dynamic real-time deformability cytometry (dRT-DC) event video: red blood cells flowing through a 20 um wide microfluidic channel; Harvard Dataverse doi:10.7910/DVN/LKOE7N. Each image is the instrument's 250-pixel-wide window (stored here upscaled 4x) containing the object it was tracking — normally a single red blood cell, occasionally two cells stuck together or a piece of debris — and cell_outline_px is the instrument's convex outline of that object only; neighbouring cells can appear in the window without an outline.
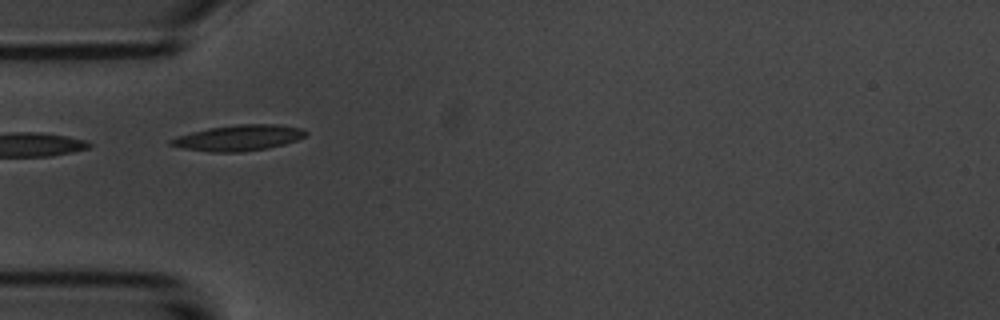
{"species": "common noctule bat (a hibernating species)", "species_latin": "Nyctalus noctula", "temperature_condition": "room temperature", "stored_images_in_passage": 6, "camera_frame_rate_fps": 3000, "um_per_image_px": 0.085, "animal": {"sex": "male", "body_mass_g": 20.1, "forearm_length_mm": 53.5}, "frame": {"image": 1, "passage_image": 5, "time_ms": 4.667, "image_size_px": [1000, 320], "cell_outline_px": [[308, 132], [304, 136], [296, 140], [284, 144], [268, 148], [240, 152], [212, 152], [184, 148], [168, 144], [168, 140], [176, 136], [208, 128], [236, 124], [276, 124], [300, 128]], "centroid_in_image_um": [20.25, 11.71], "position_along_channel_um": 64.7, "area_um2": 20.17}}